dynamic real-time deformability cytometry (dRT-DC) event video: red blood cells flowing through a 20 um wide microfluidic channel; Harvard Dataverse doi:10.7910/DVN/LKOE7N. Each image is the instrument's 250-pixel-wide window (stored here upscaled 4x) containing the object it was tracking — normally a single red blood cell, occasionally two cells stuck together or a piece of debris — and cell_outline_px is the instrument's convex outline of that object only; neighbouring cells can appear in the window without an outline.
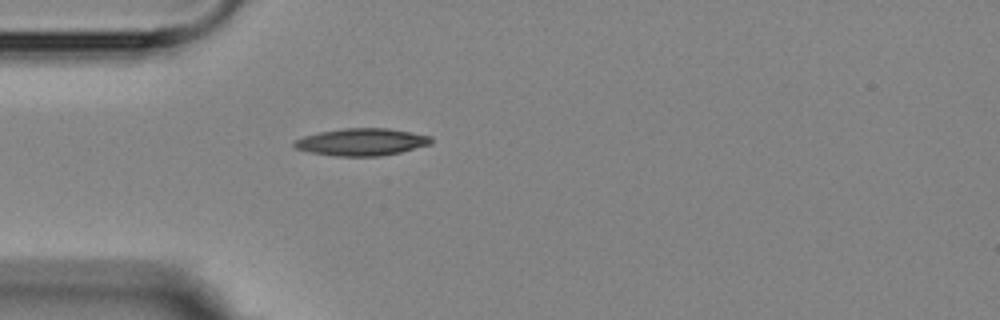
{"species": "Egyptian fruit bat (a non-hibernating species)", "species_latin": "Rousettus aegyptiacus", "temperature_condition": "room temperature", "stored_images_in_passage": 1, "camera_frame_rate_fps": 3000, "um_per_image_px": 0.085, "animal": {"sex": "female"}, "frame": {"image": 1, "passage_image": 1, "time_ms": 0.0, "image_size_px": [1000, 320], "cell_outline_px": [[432, 144], [400, 152], [380, 156], [336, 156], [308, 152], [296, 148], [292, 144], [296, 140], [304, 136], [320, 132], [344, 128], [388, 128], [432, 136]], "centroid_in_image_um": [30.75, 12.07], "position_along_channel_um": 54.2, "area_um2": 21.68}}